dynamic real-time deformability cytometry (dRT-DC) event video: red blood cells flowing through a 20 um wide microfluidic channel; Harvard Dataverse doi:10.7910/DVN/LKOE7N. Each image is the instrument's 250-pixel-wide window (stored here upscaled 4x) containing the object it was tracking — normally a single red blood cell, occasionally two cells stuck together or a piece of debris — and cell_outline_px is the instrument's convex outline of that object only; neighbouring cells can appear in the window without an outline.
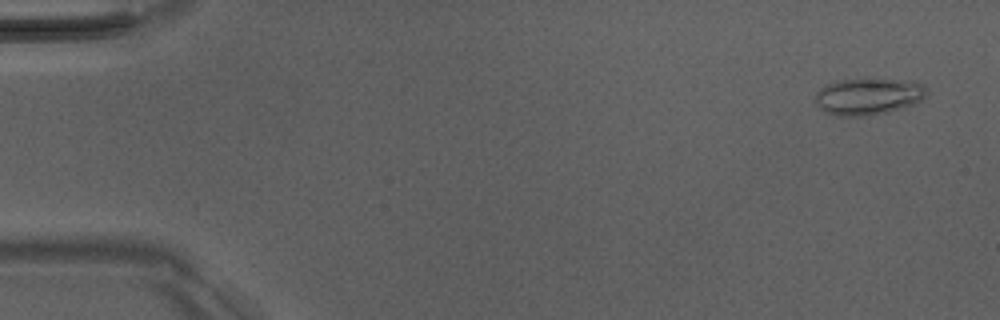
{"species": "Egyptian fruit bat (a non-hibernating species)", "species_latin": "Rousettus aegyptiacus", "temperature_condition": "room temperature", "stored_images_in_passage": 51, "camera_frame_rate_fps": 3000, "um_per_image_px": 0.085, "animal": {"sex": "male"}, "frame": {"image": 1, "passage_image": 3, "time_ms": 0.667, "image_size_px": [1000, 320], "cell_outline_px": [[928, 92], [920, 100], [912, 104], [888, 112], [864, 116], [836, 116], [824, 112], [816, 104], [816, 92], [820, 88], [836, 80], [916, 80], [924, 84], [928, 88]], "centroid_in_image_um": [73.81, 8.2], "position_along_channel_um": 11.2, "area_um2": 23.76}}
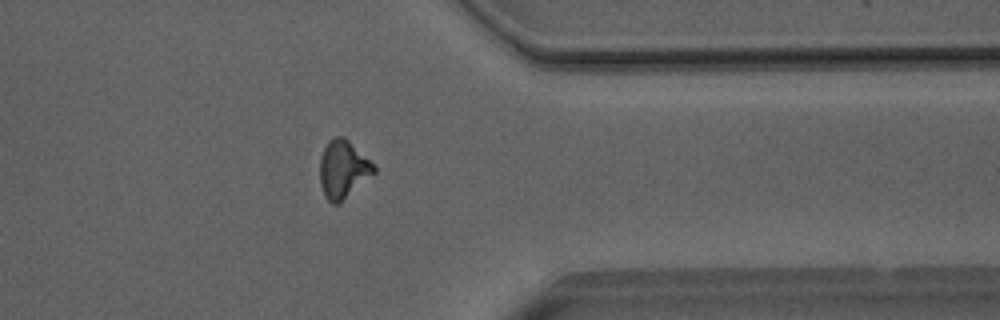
{"frame": {"image": 2, "passage_image": 41, "time_ms": 13.333, "image_size_px": [1000, 320], "cell_outline_px": [[376, 172], [340, 204], [332, 204], [324, 196], [320, 184], [320, 156], [328, 140], [336, 136], [344, 136], [376, 164]], "centroid_in_image_um": [29.18, 14.39], "position_along_channel_um": 382.2, "area_um2": 18.67}}
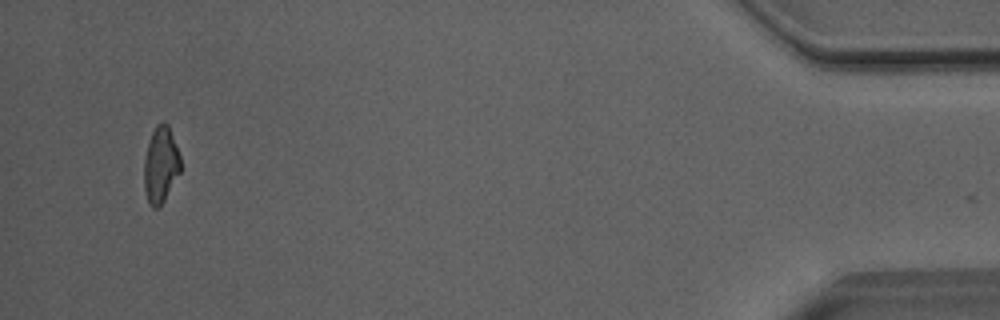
{"frame": {"image": 3, "passage_image": 49, "time_ms": 16.0, "image_size_px": [1000, 320], "cell_outline_px": [[180, 172], [160, 208], [152, 208], [148, 204], [144, 192], [144, 160], [148, 144], [152, 132], [156, 124], [160, 120], [164, 120], [168, 124], [180, 156]], "centroid_in_image_um": [13.64, 14.02], "position_along_channel_um": 421.6, "area_um2": 16.42}, "authors_computed_cell_mechanics": {"area_um2": 17.8024, "velocity_mm_per_s": 4.0827, "shape_relaxation_time_tau1_ms": null, "shape_relaxation_time_tau2_ms": 3.7549, "deformation_change_tau1": null, "deformation_change_tau2": 0.1418}}